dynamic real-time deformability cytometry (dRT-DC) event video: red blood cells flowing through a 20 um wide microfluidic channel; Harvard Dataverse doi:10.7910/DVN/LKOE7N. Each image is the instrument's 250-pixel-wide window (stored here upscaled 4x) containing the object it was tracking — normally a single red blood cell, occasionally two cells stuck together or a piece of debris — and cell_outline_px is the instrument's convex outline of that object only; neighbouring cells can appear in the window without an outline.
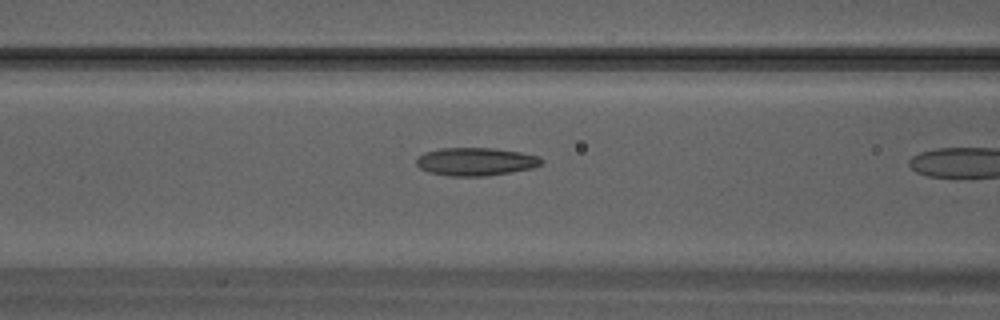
{"species": "Egyptian fruit bat (a non-hibernating species)", "species_latin": "Rousettus aegyptiacus", "temperature_condition": "warm", "stored_images_in_passage": 7, "camera_frame_rate_fps": 3000, "um_per_image_px": 0.085, "animal": {"sex": "male"}, "frame": {"image": 1, "passage_image": 6, "time_ms": 1.667, "image_size_px": [1000, 320], "cell_outline_px": [[544, 164], [532, 168], [484, 176], [448, 176], [428, 172], [420, 168], [416, 164], [416, 160], [424, 152], [440, 148], [496, 148], [520, 152], [540, 156], [544, 160]], "centroid_in_image_um": [40.45, 13.73], "position_along_channel_um": 126.1, "area_um2": 20.52}}